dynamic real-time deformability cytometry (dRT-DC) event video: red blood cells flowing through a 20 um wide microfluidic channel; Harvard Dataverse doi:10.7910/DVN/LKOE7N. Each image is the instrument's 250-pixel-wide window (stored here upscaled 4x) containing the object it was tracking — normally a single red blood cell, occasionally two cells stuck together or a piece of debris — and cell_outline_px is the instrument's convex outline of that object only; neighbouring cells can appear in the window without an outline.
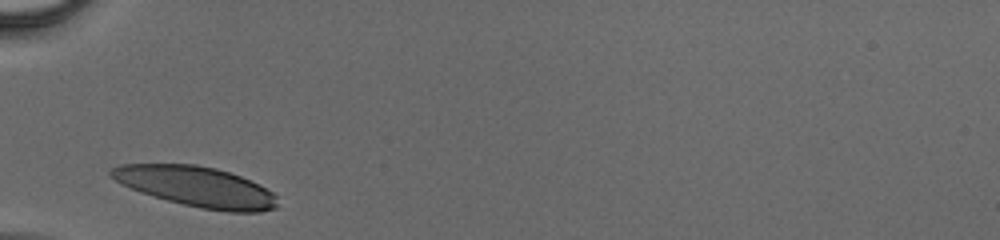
{"species": "human", "species_latin": "Homo sapiens", "temperature_condition": "cold", "stored_images_in_passage": 23, "camera_frame_rate_fps": 3000, "um_per_image_px": 0.085, "donor": {"sex": "male"}, "frame": {"image": 1, "passage_image": 1, "time_ms": 0.0, "image_size_px": [1000, 240], "cell_outline_px": [[276, 208], [260, 212], [228, 212], [200, 208], [168, 200], [140, 192], [120, 184], [108, 176], [108, 172], [112, 168], [120, 164], [196, 164], [216, 168], [240, 176], [272, 192], [276, 196]], "centroid_in_image_um": [16.63, 15.86], "position_along_channel_um": 68.4, "area_um2": 38.84}}
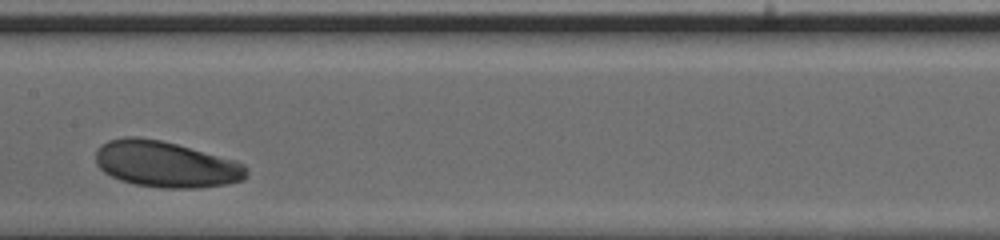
{"frame": {"image": 2, "passage_image": 10, "time_ms": 3.0, "image_size_px": [1000, 240], "cell_outline_px": [[248, 176], [244, 180], [228, 184], [196, 188], [160, 188], [136, 184], [120, 180], [104, 172], [96, 164], [96, 148], [100, 144], [108, 140], [124, 136], [136, 136], [160, 140], [176, 144], [232, 160], [244, 164], [248, 168]], "centroid_in_image_um": [14.07, 13.96], "position_along_channel_um": 193.3, "area_um2": 40.58}}
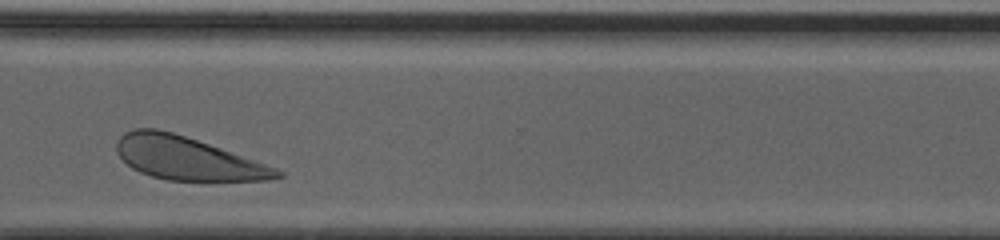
{"frame": {"image": 3, "passage_image": 21, "time_ms": 6.667, "image_size_px": [1000, 240], "cell_outline_px": [[284, 176], [272, 180], [168, 180], [152, 176], [140, 172], [132, 168], [116, 152], [116, 140], [124, 132], [136, 128], [156, 128], [172, 132], [220, 148], [276, 168], [284, 172]], "centroid_in_image_um": [15.88, 13.45], "position_along_channel_um": 354.7, "area_um2": 39.71}}